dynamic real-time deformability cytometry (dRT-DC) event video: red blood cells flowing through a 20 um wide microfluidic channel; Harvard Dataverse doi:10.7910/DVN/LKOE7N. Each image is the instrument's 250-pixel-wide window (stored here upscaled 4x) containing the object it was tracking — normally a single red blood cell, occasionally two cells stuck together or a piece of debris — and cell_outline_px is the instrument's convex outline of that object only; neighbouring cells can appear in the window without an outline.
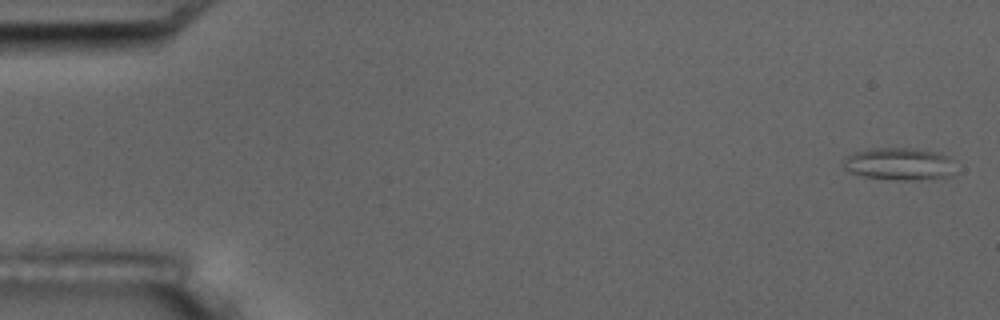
{"species": "common noctule bat (a hibernating species)", "species_latin": "Nyctalus noctula", "temperature_condition": "room temperature", "stored_images_in_passage": 5, "camera_frame_rate_fps": 3000, "um_per_image_px": 0.085, "animal": {"sex": "male", "body_mass_g": 17.5, "forearm_length_mm": 52.3}, "frame": {"image": 1, "passage_image": 1, "time_ms": 0.0, "image_size_px": [1000, 320], "cell_outline_px": [[956, 160], [952, 176], [904, 180], [896, 180], [864, 176], [848, 172], [840, 164], [840, 160], [844, 156], [852, 152], [868, 148], [916, 148], [936, 152], [948, 156]], "centroid_in_image_um": [76.38, 13.91], "position_along_channel_um": 8.6, "area_um2": 21.68}}
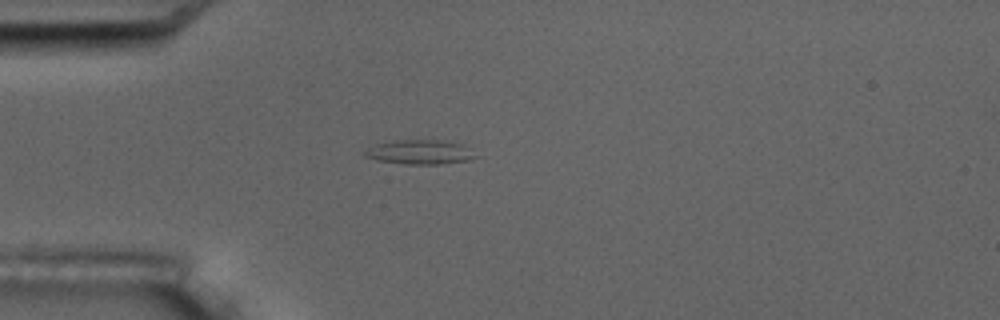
{"frame": {"image": 2, "passage_image": 5, "time_ms": 4.667, "image_size_px": [1000, 320], "cell_outline_px": [[480, 156], [468, 160], [440, 164], [404, 164], [376, 160], [364, 156], [360, 152], [376, 144], [396, 140], [436, 140], [464, 144]], "centroid_in_image_um": [35.69, 12.93], "position_along_channel_um": 49.3, "area_um2": 15.9}}